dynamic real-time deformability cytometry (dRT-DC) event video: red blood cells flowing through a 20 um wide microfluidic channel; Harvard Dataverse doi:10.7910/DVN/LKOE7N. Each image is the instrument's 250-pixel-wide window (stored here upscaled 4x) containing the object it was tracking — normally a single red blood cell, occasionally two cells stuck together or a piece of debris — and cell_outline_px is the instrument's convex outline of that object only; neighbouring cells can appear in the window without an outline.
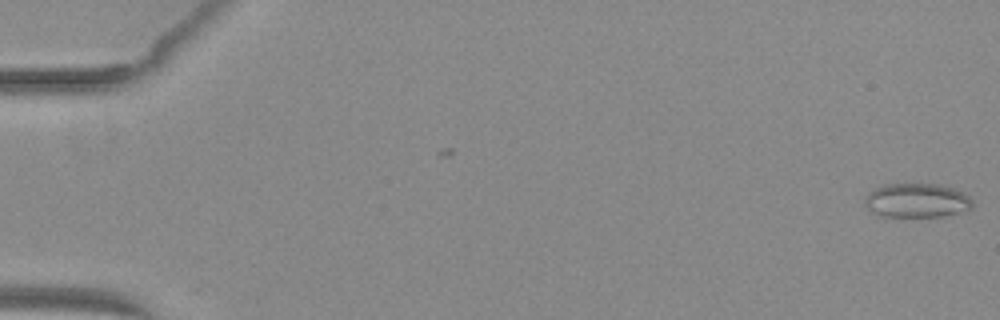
{"species": "common noctule bat (a hibernating species)", "species_latin": "Nyctalus noctula", "temperature_condition": "warm", "stored_images_in_passage": 21, "camera_frame_rate_fps": 3000, "um_per_image_px": 0.085, "animal": {"sex": "female", "body_mass_g": 29.2, "forearm_length_mm": 56.3}, "frame": {"image": 1, "passage_image": 1, "time_ms": 0.0, "image_size_px": [1000, 320], "cell_outline_px": [[972, 208], [944, 216], [884, 216], [872, 212], [864, 204], [864, 200], [868, 192], [884, 184], [936, 184], [952, 188], [964, 192], [972, 200]], "centroid_in_image_um": [77.91, 17.03], "position_along_channel_um": 7.1, "area_um2": 21.27}}
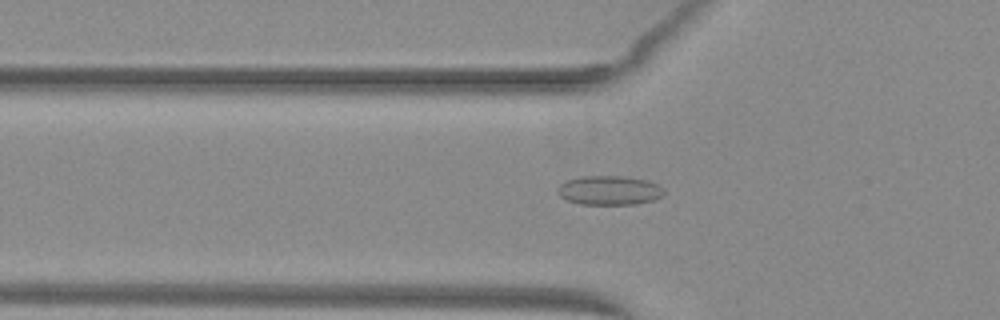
{"frame": {"image": 2, "passage_image": 19, "time_ms": 6.0, "image_size_px": [1000, 320], "cell_outline_px": [[664, 192], [660, 196], [652, 200], [636, 204], [580, 204], [568, 200], [560, 196], [556, 188], [564, 180], [580, 176], [620, 176], [648, 180], [656, 184]], "centroid_in_image_um": [51.72, 16.17], "position_along_channel_um": 74.1, "area_um2": 17.98}}